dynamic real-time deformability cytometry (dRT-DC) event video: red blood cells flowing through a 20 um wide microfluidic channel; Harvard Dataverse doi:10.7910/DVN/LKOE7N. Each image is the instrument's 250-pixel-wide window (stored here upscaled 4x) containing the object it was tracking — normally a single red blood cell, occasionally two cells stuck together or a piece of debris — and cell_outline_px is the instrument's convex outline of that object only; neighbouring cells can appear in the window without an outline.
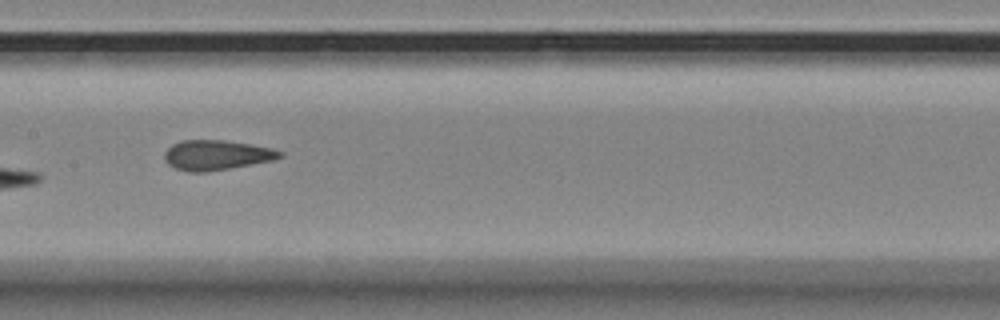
{"species": "Egyptian fruit bat (a non-hibernating species)", "species_latin": "Rousettus aegyptiacus", "temperature_condition": "room temperature", "stored_images_in_passage": 8, "camera_frame_rate_fps": 3000, "um_per_image_px": 0.085, "animal": {"sex": "female"}, "frame": {"image": 1, "passage_image": 8, "time_ms": 8.667, "image_size_px": [1000, 320], "cell_outline_px": [[284, 156], [272, 160], [208, 172], [188, 172], [176, 168], [168, 164], [164, 160], [164, 152], [172, 144], [180, 140], [224, 140], [252, 144], [272, 148], [284, 152]], "centroid_in_image_um": [18.39, 13.17], "position_along_channel_um": 189.0, "area_um2": 20.23}}